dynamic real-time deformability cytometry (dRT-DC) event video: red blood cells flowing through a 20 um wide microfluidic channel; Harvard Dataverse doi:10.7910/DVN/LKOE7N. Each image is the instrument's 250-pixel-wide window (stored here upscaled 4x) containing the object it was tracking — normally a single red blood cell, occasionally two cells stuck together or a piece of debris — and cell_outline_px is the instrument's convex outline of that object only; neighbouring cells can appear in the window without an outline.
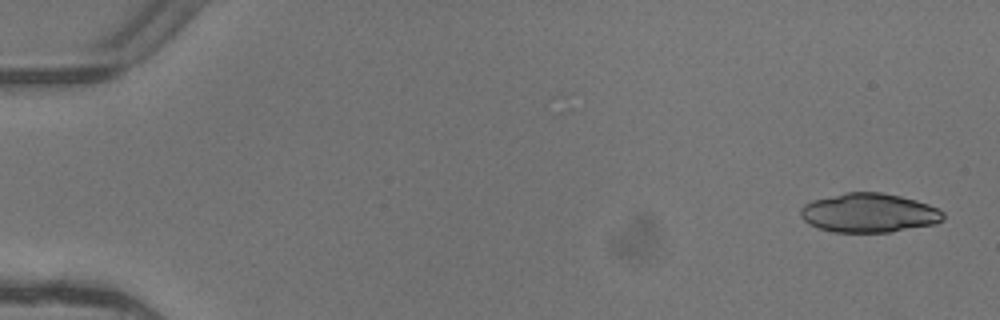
{"species": "common noctule bat (a hibernating species)", "species_latin": "Nyctalus noctula", "temperature_condition": "warm", "stored_images_in_passage": 5, "camera_frame_rate_fps": 3000, "um_per_image_px": 0.085, "animal": {"sex": "female"}, "frame": {"image": 1, "passage_image": 1, "time_ms": 0.0, "image_size_px": [1000, 320], "cell_outline_px": [[944, 220], [936, 224], [892, 232], [832, 232], [808, 224], [800, 216], [800, 208], [804, 204], [812, 200], [844, 192], [880, 192], [900, 196], [916, 200], [928, 204], [944, 212]], "centroid_in_image_um": [73.86, 18.1], "position_along_channel_um": 11.1, "area_um2": 32.77}}